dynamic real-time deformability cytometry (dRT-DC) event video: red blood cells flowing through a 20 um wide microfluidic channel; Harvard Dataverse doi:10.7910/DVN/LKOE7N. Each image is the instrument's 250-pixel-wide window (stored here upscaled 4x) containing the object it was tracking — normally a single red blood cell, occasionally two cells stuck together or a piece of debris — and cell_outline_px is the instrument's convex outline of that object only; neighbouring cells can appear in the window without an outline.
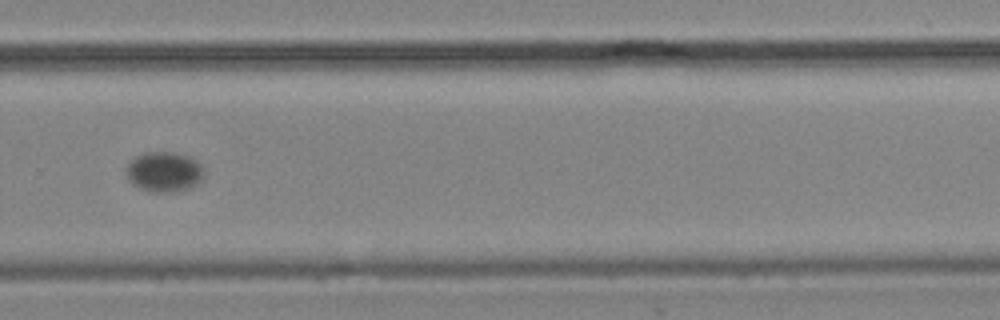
{"species": "common noctule bat (a hibernating species)", "species_latin": "Nyctalus noctula", "temperature_condition": "cold", "stored_images_in_passage": 20, "camera_frame_rate_fps": 3000, "um_per_image_px": 0.085, "animal": {"sex": "male", "body_mass_g": 19.2, "forearm_length_mm": 51.8}, "frame": {"image": 1, "passage_image": 15, "time_ms": 17.667, "image_size_px": [1000, 320], "cell_outline_px": [[204, 172], [200, 180], [196, 184], [188, 188], [176, 192], [152, 192], [140, 188], [132, 184], [128, 180], [124, 168], [128, 160], [144, 152], [172, 152], [188, 156], [196, 160], [204, 168]], "centroid_in_image_um": [13.89, 14.6], "position_along_channel_um": 315.9, "area_um2": 18.44}}